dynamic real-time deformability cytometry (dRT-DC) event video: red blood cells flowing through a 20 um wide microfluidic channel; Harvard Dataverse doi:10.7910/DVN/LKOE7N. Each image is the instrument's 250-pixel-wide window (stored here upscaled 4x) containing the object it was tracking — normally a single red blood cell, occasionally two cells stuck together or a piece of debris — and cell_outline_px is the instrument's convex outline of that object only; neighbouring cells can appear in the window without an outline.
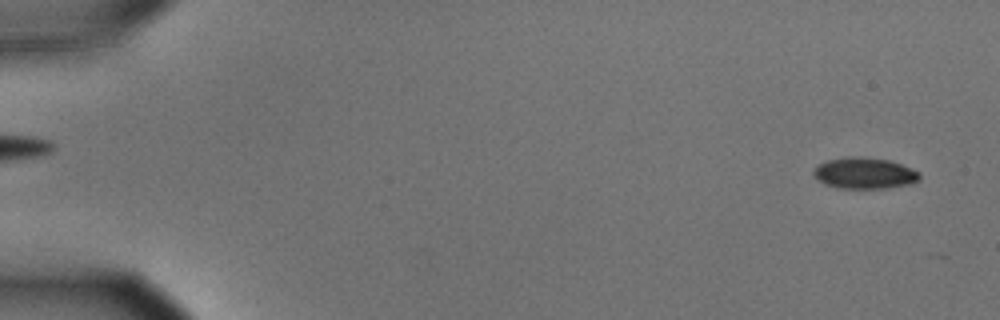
{"species": "common noctule bat (a hibernating species)", "species_latin": "Nyctalus noctula", "temperature_condition": "cold", "stored_images_in_passage": 16, "camera_frame_rate_fps": 3000, "um_per_image_px": 0.085, "animal": {"sex": "male", "body_mass_g": 15.6}, "frame": {"image": 1, "passage_image": 2, "time_ms": 0.333, "image_size_px": [1000, 320], "cell_outline_px": [[920, 180], [912, 184], [884, 188], [840, 188], [824, 184], [812, 172], [820, 164], [828, 160], [848, 156], [856, 156], [888, 160], [900, 164], [920, 172]], "centroid_in_image_um": [73.52, 14.72], "position_along_channel_um": 11.5, "area_um2": 19.07}}
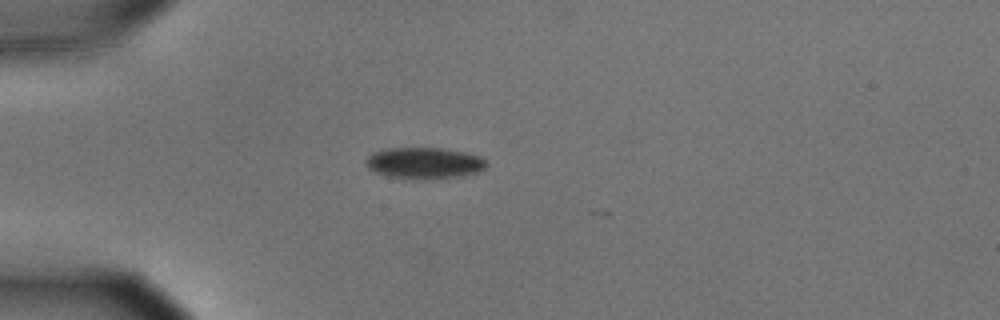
{"frame": {"image": 2, "passage_image": 15, "time_ms": 4.667, "image_size_px": [1000, 320], "cell_outline_px": [[488, 164], [484, 168], [476, 172], [460, 176], [388, 176], [376, 172], [368, 168], [364, 160], [372, 152], [388, 148], [440, 148], [464, 152], [480, 156]], "centroid_in_image_um": [36.03, 13.8], "position_along_channel_um": 49.0, "area_um2": 20.92}}